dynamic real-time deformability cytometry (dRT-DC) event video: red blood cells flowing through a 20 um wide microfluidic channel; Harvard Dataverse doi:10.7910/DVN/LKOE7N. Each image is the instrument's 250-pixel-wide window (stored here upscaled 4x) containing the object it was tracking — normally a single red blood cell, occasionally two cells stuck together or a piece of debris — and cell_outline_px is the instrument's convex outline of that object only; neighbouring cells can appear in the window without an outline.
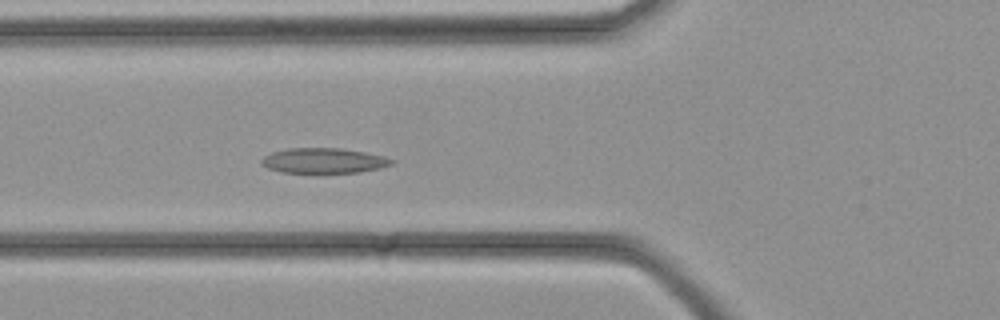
{"species": "common noctule bat (a hibernating species)", "species_latin": "Nyctalus noctula", "temperature_condition": "cold", "stored_images_in_passage": 36, "camera_frame_rate_fps": 3000, "um_per_image_px": 0.085, "animal": {"sex": "female", "body_mass_g": 21.9}, "frame": {"image": 1, "passage_image": 13, "time_ms": 4.0, "image_size_px": [1000, 320], "cell_outline_px": [[396, 160], [392, 164], [380, 168], [360, 172], [280, 172], [268, 168], [260, 164], [260, 160], [264, 156], [272, 152], [288, 148], [340, 148], [364, 152], [384, 156]], "centroid_in_image_um": [27.51, 13.65], "position_along_channel_um": 98.3, "area_um2": 19.02}}
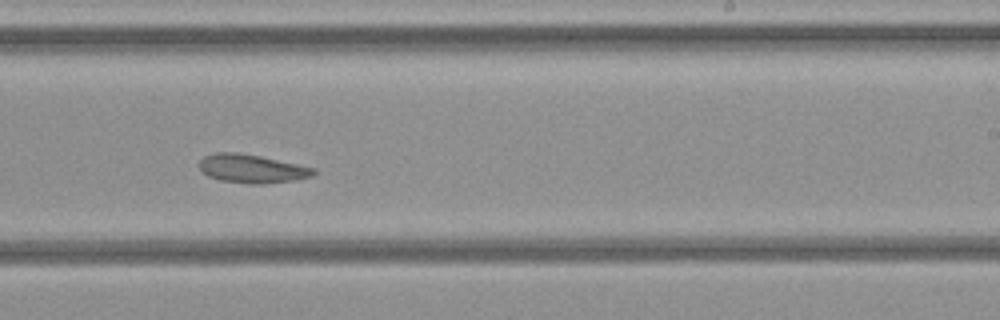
{"frame": {"image": 2, "passage_image": 22, "time_ms": 7.0, "image_size_px": [1000, 320], "cell_outline_px": [[316, 172], [312, 176], [296, 180], [264, 184], [248, 184], [220, 180], [208, 176], [200, 172], [200, 160], [204, 156], [216, 152], [236, 152], [260, 156], [316, 168]], "centroid_in_image_um": [21.4, 14.34], "position_along_channel_um": 267.6, "area_um2": 19.13}}
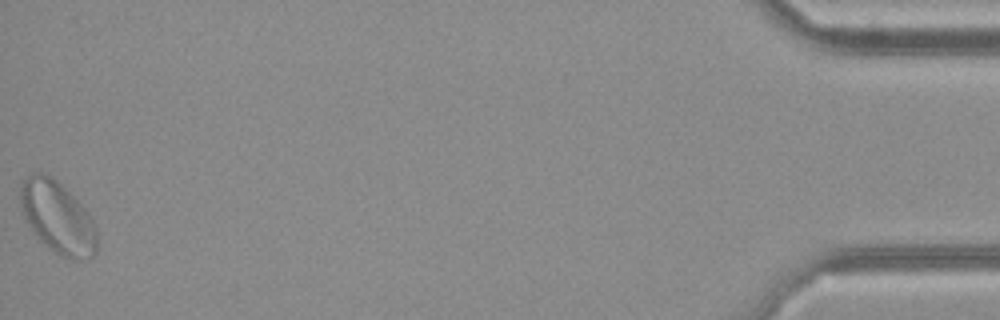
{"frame": {"image": 3, "passage_image": 36, "time_ms": 11.667, "image_size_px": [1000, 320], "cell_outline_px": [[96, 252], [92, 256], [80, 260], [68, 260], [60, 256], [40, 240], [24, 220], [20, 208], [20, 184], [32, 172], [40, 172], [48, 176], [60, 184], [80, 204], [92, 220], [96, 228]], "centroid_in_image_um": [4.86, 18.51], "position_along_channel_um": 430.3, "area_um2": 31.85}}